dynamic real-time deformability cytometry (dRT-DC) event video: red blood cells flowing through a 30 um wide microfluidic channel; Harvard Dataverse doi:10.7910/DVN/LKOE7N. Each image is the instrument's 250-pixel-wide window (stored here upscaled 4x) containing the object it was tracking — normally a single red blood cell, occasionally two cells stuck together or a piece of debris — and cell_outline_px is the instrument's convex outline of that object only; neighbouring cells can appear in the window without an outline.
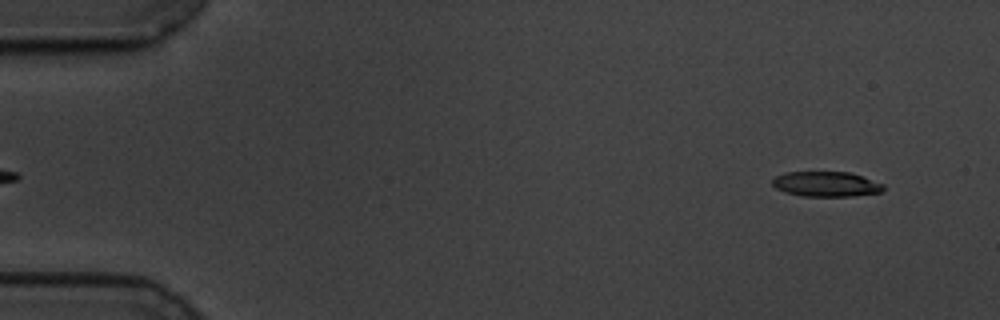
{"species": "common noctule bat (a hibernating species)", "species_latin": "Nyctalus noctula", "temperature_condition": "cold", "stored_images_in_passage": 57, "camera_frame_rate_fps": 3000, "um_per_image_px": 0.085, "animal": {"sex": "male", "body_mass_g": 19.5, "forearm_length_mm": 54.6}, "frame": {"image": 1, "passage_image": 3, "time_ms": 0.667, "image_size_px": [1000, 320], "cell_outline_px": [[884, 188], [880, 192], [852, 196], [800, 196], [784, 192], [776, 188], [772, 184], [772, 180], [776, 176], [784, 172], [848, 172], [884, 184]], "centroid_in_image_um": [70.18, 15.65], "position_along_channel_um": 14.8, "area_um2": 16.13}}
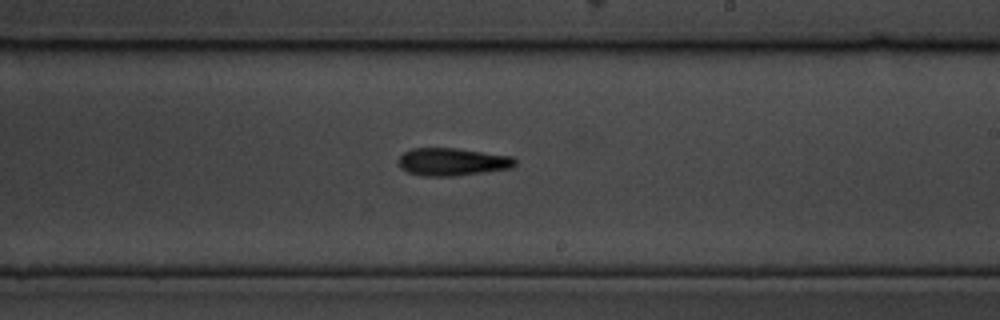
{"frame": {"image": 2, "passage_image": 33, "time_ms": 10.667, "image_size_px": [1000, 320], "cell_outline_px": [[516, 164], [512, 168], [456, 176], [424, 176], [408, 172], [400, 168], [396, 164], [396, 160], [404, 152], [412, 148], [456, 148], [512, 156], [516, 160]], "centroid_in_image_um": [38.41, 13.76], "position_along_channel_um": 250.6, "area_um2": 19.02}}
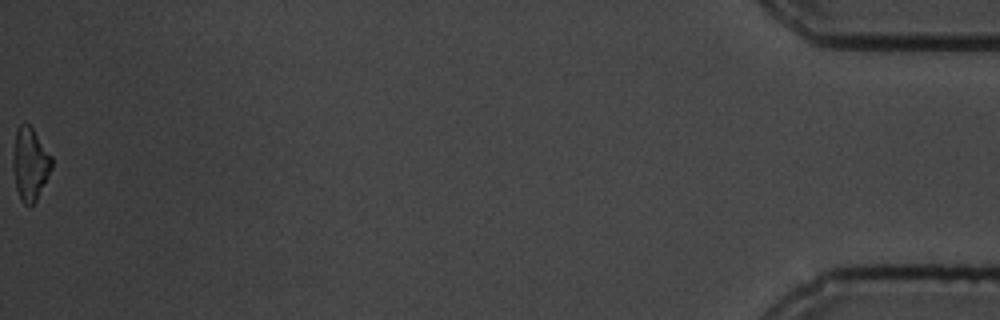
{"frame": {"image": 3, "passage_image": 57, "time_ms": 18.667, "image_size_px": [1000, 320], "cell_outline_px": [[52, 168], [36, 200], [32, 204], [24, 204], [20, 200], [16, 188], [12, 168], [12, 156], [16, 128], [20, 124], [28, 124], [32, 128], [52, 156]], "centroid_in_image_um": [2.53, 13.92], "position_along_channel_um": 432.7, "area_um2": 16.42}, "authors_computed_cell_mechanics": {"area_um2": 17.918, "velocity_mm_per_s": 3.4874, "shape_relaxation_time_tau1_ms": 3.1276, "shape_relaxation_time_tau2_ms": null, "deformation_change_tau1": 0.1613, "deformation_change_tau2": null}}